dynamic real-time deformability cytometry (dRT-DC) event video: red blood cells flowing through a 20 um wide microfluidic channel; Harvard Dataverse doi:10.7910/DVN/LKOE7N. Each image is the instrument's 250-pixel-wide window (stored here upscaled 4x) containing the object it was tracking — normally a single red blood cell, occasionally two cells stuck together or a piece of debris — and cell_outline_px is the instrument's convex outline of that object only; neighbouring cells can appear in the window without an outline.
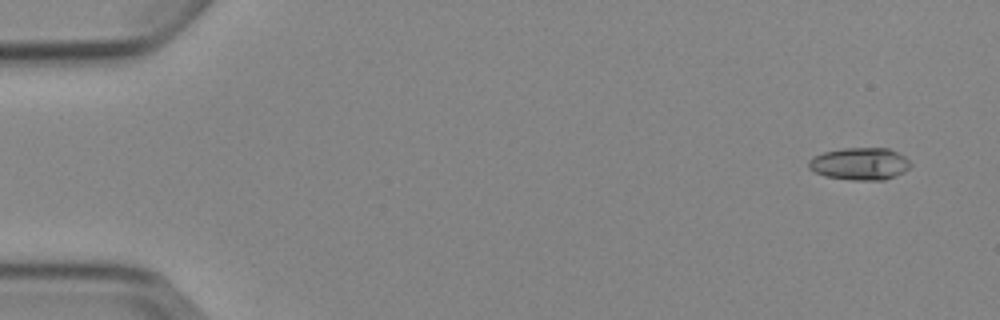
{"species": "Egyptian fruit bat (a non-hibernating species)", "species_latin": "Rousettus aegyptiacus", "temperature_condition": "cold", "stored_images_in_passage": 8, "camera_frame_rate_fps": 3000, "um_per_image_px": 0.085, "animal": {"sex": "female"}, "frame": {"image": 1, "passage_image": 1, "time_ms": 0.0, "image_size_px": [1000, 320], "cell_outline_px": [[912, 164], [904, 172], [884, 180], [852, 180], [824, 176], [808, 168], [808, 160], [824, 152], [844, 148], [888, 148], [904, 156]], "centroid_in_image_um": [73.08, 13.93], "position_along_channel_um": 11.9, "area_um2": 19.07}}
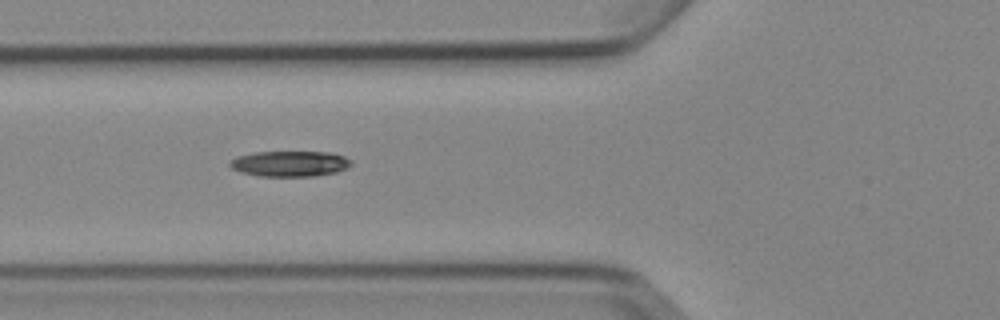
{"frame": {"image": 2, "passage_image": 6, "time_ms": 5.667, "image_size_px": [1000, 320], "cell_outline_px": [[352, 164], [348, 168], [336, 172], [316, 176], [260, 176], [240, 172], [232, 168], [228, 164], [236, 156], [256, 152], [332, 152], [344, 156], [352, 160]], "centroid_in_image_um": [24.67, 13.91], "position_along_channel_um": 101.1, "area_um2": 18.21}}
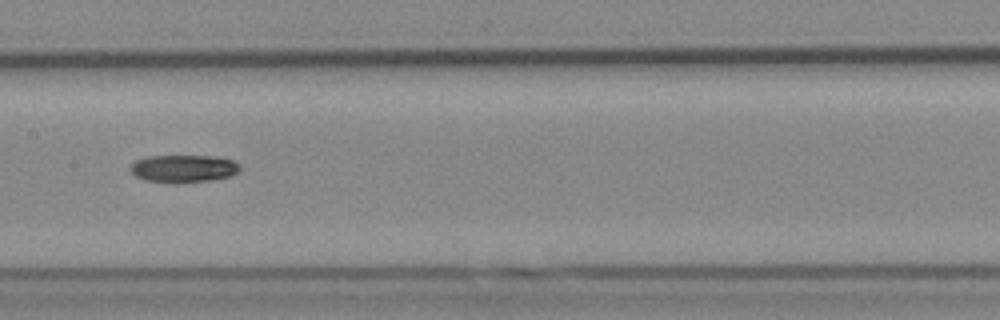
{"frame": {"image": 3, "passage_image": 8, "time_ms": 8.0, "image_size_px": [1000, 320], "cell_outline_px": [[240, 172], [232, 176], [212, 180], [180, 184], [172, 184], [144, 180], [136, 176], [128, 168], [136, 160], [148, 156], [220, 156], [232, 160], [240, 164]], "centroid_in_image_um": [15.63, 14.35], "position_along_channel_um": 191.8, "area_um2": 18.15}}